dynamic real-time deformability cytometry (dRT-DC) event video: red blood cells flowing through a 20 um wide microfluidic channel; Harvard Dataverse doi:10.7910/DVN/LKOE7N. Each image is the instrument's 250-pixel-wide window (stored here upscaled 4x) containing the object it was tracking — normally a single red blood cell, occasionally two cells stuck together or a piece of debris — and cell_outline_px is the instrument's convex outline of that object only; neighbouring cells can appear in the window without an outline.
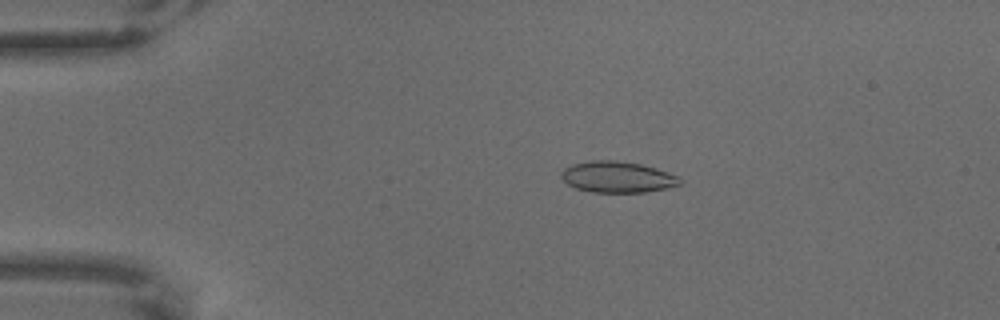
{"species": "common noctule bat (a hibernating species)", "species_latin": "Nyctalus noctula", "temperature_condition": "warm", "stored_images_in_passage": 64, "camera_frame_rate_fps": 3000, "um_per_image_px": 0.085, "animal": {"sex": "male", "body_mass_g": 18.8}, "frame": {"image": 1, "passage_image": 13, "time_ms": 4.0, "image_size_px": [1000, 320], "cell_outline_px": [[680, 184], [668, 188], [644, 192], [592, 192], [576, 188], [568, 184], [560, 176], [560, 172], [564, 168], [572, 164], [592, 160], [616, 160], [640, 164], [656, 168], [680, 176]], "centroid_in_image_um": [52.47, 15.04], "position_along_channel_um": 32.5, "area_um2": 21.56}}
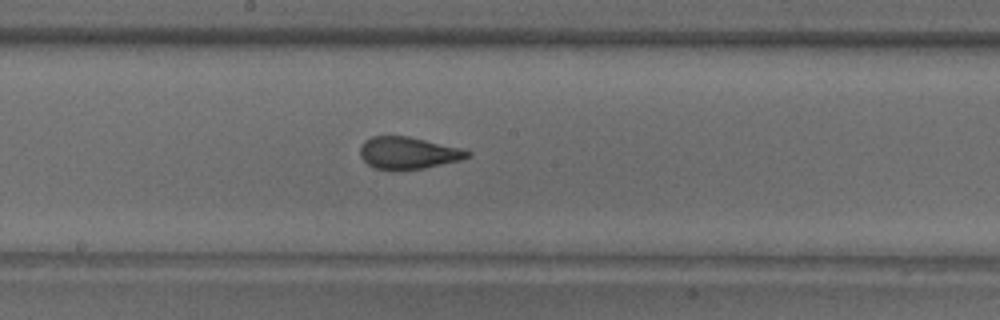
{"frame": {"image": 2, "passage_image": 35, "time_ms": 11.333, "image_size_px": [1000, 320], "cell_outline_px": [[472, 152], [468, 156], [460, 160], [424, 168], [372, 168], [360, 156], [360, 148], [364, 140], [372, 136], [408, 136], [460, 148]], "centroid_in_image_um": [34.67, 12.97], "position_along_channel_um": 213.5, "area_um2": 19.54}}
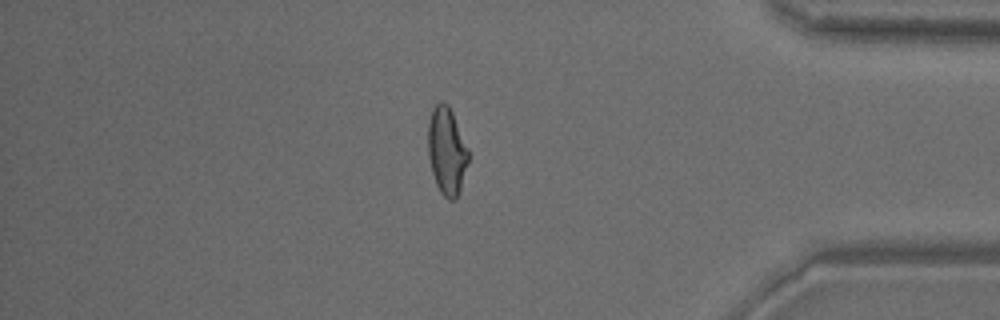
{"frame": {"image": 3, "passage_image": 55, "time_ms": 18.0, "image_size_px": [1000, 320], "cell_outline_px": [[468, 160], [460, 188], [456, 200], [448, 200], [440, 192], [436, 184], [432, 172], [428, 156], [428, 124], [432, 108], [440, 100], [444, 100], [448, 104], [452, 112], [468, 148]], "centroid_in_image_um": [37.95, 12.8], "position_along_channel_um": 397.2, "area_um2": 20.52}}